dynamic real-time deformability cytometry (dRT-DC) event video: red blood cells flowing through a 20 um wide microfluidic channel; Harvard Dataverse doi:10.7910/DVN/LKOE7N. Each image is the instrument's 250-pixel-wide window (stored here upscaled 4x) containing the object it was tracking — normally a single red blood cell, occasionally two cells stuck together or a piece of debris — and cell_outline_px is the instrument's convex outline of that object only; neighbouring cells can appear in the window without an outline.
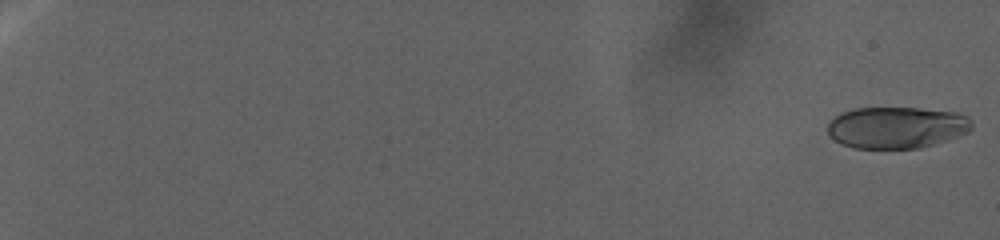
{"species": "human", "species_latin": "Homo sapiens", "temperature_condition": "warm", "stored_images_in_passage": 47, "camera_frame_rate_fps": 3000, "um_per_image_px": 0.085, "donor": {"sex": "female"}, "frame": {"image": 1, "passage_image": 4, "time_ms": 0.667, "image_size_px": [1000, 240], "cell_outline_px": [[972, 128], [968, 132], [948, 140], [920, 148], [852, 148], [840, 144], [828, 136], [828, 120], [840, 112], [856, 108], [916, 108], [956, 112], [968, 116], [972, 120]], "centroid_in_image_um": [76.18, 10.84], "position_along_channel_um": 8.8, "area_um2": 35.37}}